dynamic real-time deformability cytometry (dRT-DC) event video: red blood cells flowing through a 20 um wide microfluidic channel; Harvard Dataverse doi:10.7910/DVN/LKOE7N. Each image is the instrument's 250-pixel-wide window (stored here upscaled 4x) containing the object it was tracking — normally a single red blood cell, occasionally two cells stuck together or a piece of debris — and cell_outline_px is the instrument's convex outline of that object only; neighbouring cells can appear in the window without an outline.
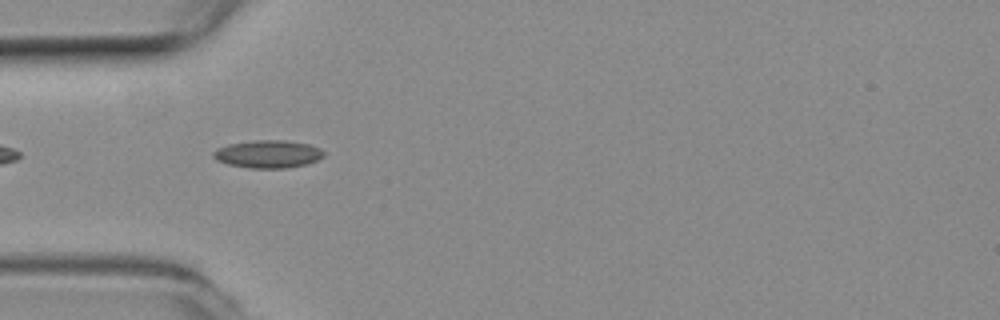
{"species": "common noctule bat (a hibernating species)", "species_latin": "Nyctalus noctula", "temperature_condition": "room temperature", "stored_images_in_passage": 42, "camera_frame_rate_fps": 3000, "um_per_image_px": 0.085, "animal": {"sex": "female", "body_mass_g": 19.3, "forearm_length_mm": 54.1}, "frame": {"image": 1, "passage_image": 3, "time_ms": 0.667, "image_size_px": [1000, 320], "cell_outline_px": [[324, 156], [308, 164], [288, 168], [248, 168], [228, 164], [216, 160], [212, 156], [212, 152], [216, 148], [228, 144], [256, 140], [284, 140], [308, 144], [320, 148], [324, 152]], "centroid_in_image_um": [22.76, 13.1], "position_along_channel_um": 62.2, "area_um2": 17.98}}
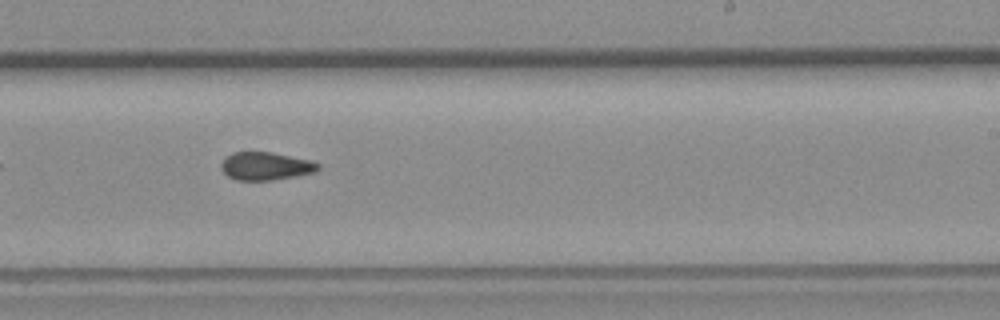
{"frame": {"image": 2, "passage_image": 20, "time_ms": 6.333, "image_size_px": [1000, 320], "cell_outline_px": [[320, 168], [316, 172], [296, 176], [272, 180], [236, 180], [228, 176], [220, 168], [220, 164], [224, 156], [232, 152], [272, 152], [312, 160], [320, 164]], "centroid_in_image_um": [22.58, 14.11], "position_along_channel_um": 266.4, "area_um2": 16.07}}
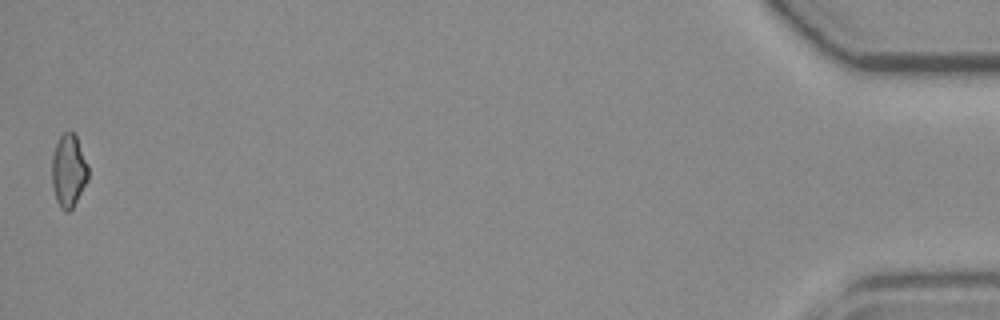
{"frame": {"image": 3, "passage_image": 42, "time_ms": 13.667, "image_size_px": [1000, 320], "cell_outline_px": [[88, 180], [72, 208], [68, 212], [64, 212], [60, 208], [56, 200], [52, 184], [52, 156], [56, 144], [60, 136], [64, 132], [72, 132], [76, 136], [88, 164]], "centroid_in_image_um": [5.83, 14.53], "position_along_channel_um": 429.4, "area_um2": 15.37}, "authors_computed_cell_mechanics": {"area_um2": 16.0684, "velocity_mm_per_s": 3.6191, "shape_relaxation_time_tau1_ms": null, "shape_relaxation_time_tau2_ms": 2.9244, "deformation_change_tau1": null, "deformation_change_tau2": 0.094}}